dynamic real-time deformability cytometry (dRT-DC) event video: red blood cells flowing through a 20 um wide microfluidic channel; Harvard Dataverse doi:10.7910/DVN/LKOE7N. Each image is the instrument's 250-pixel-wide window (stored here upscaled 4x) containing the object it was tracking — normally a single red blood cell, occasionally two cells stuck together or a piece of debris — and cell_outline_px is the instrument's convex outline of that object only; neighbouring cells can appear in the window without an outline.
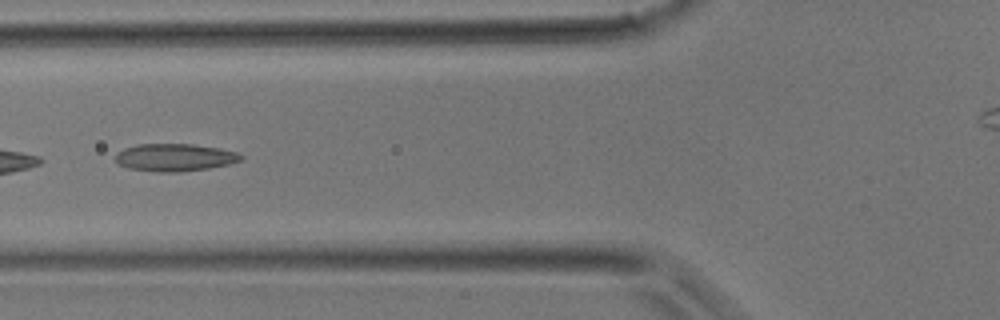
{"species": "common noctule bat (a hibernating species)", "species_latin": "Nyctalus noctula", "temperature_condition": "room temperature", "stored_images_in_passage": 3, "camera_frame_rate_fps": 3000, "um_per_image_px": 0.085, "animal": {"sex": "male", "body_mass_g": 17.9}, "frame": {"image": 1, "passage_image": 3, "time_ms": 2.333, "image_size_px": [1000, 320], "cell_outline_px": [[244, 156], [240, 160], [228, 164], [208, 168], [180, 172], [156, 172], [128, 168], [120, 164], [116, 160], [116, 156], [124, 148], [136, 144], [192, 144], [220, 148], [236, 152]], "centroid_in_image_um": [14.86, 13.38], "position_along_channel_um": 110.9, "area_um2": 20.0}}